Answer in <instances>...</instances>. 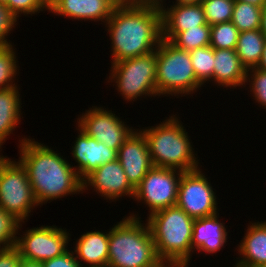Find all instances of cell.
Masks as SVG:
<instances>
[{
  "label": "cell",
  "instance_id": "cell-1",
  "mask_svg": "<svg viewBox=\"0 0 266 267\" xmlns=\"http://www.w3.org/2000/svg\"><path fill=\"white\" fill-rule=\"evenodd\" d=\"M111 64L156 51L162 39V11L151 5L120 4L105 24Z\"/></svg>",
  "mask_w": 266,
  "mask_h": 267
},
{
  "label": "cell",
  "instance_id": "cell-2",
  "mask_svg": "<svg viewBox=\"0 0 266 267\" xmlns=\"http://www.w3.org/2000/svg\"><path fill=\"white\" fill-rule=\"evenodd\" d=\"M19 141V161L27 171L38 205L69 194H83L82 180L60 153L32 138Z\"/></svg>",
  "mask_w": 266,
  "mask_h": 267
},
{
  "label": "cell",
  "instance_id": "cell-3",
  "mask_svg": "<svg viewBox=\"0 0 266 267\" xmlns=\"http://www.w3.org/2000/svg\"><path fill=\"white\" fill-rule=\"evenodd\" d=\"M129 215L110 228L107 267H154L160 260L149 226Z\"/></svg>",
  "mask_w": 266,
  "mask_h": 267
},
{
  "label": "cell",
  "instance_id": "cell-4",
  "mask_svg": "<svg viewBox=\"0 0 266 267\" xmlns=\"http://www.w3.org/2000/svg\"><path fill=\"white\" fill-rule=\"evenodd\" d=\"M163 122V123H162ZM157 126L140 130L146 137L153 166L177 169L182 172L199 168L188 132L176 115Z\"/></svg>",
  "mask_w": 266,
  "mask_h": 267
},
{
  "label": "cell",
  "instance_id": "cell-5",
  "mask_svg": "<svg viewBox=\"0 0 266 267\" xmlns=\"http://www.w3.org/2000/svg\"><path fill=\"white\" fill-rule=\"evenodd\" d=\"M194 218L177 206L147 217L155 251L160 261L190 262Z\"/></svg>",
  "mask_w": 266,
  "mask_h": 267
},
{
  "label": "cell",
  "instance_id": "cell-6",
  "mask_svg": "<svg viewBox=\"0 0 266 267\" xmlns=\"http://www.w3.org/2000/svg\"><path fill=\"white\" fill-rule=\"evenodd\" d=\"M156 88L160 95L185 96L203 85L196 79L189 51L161 39L157 49ZM197 89V90H196Z\"/></svg>",
  "mask_w": 266,
  "mask_h": 267
},
{
  "label": "cell",
  "instance_id": "cell-7",
  "mask_svg": "<svg viewBox=\"0 0 266 267\" xmlns=\"http://www.w3.org/2000/svg\"><path fill=\"white\" fill-rule=\"evenodd\" d=\"M110 71L108 82H114L113 86L116 85V90L126 102L138 100L140 96H158L156 51L114 62Z\"/></svg>",
  "mask_w": 266,
  "mask_h": 267
},
{
  "label": "cell",
  "instance_id": "cell-8",
  "mask_svg": "<svg viewBox=\"0 0 266 267\" xmlns=\"http://www.w3.org/2000/svg\"><path fill=\"white\" fill-rule=\"evenodd\" d=\"M36 206L38 202L25 167L19 160L8 158L0 167V207L25 222Z\"/></svg>",
  "mask_w": 266,
  "mask_h": 267
},
{
  "label": "cell",
  "instance_id": "cell-9",
  "mask_svg": "<svg viewBox=\"0 0 266 267\" xmlns=\"http://www.w3.org/2000/svg\"><path fill=\"white\" fill-rule=\"evenodd\" d=\"M182 173L177 169L153 166L136 186L133 199L149 207V216L176 206Z\"/></svg>",
  "mask_w": 266,
  "mask_h": 267
},
{
  "label": "cell",
  "instance_id": "cell-10",
  "mask_svg": "<svg viewBox=\"0 0 266 267\" xmlns=\"http://www.w3.org/2000/svg\"><path fill=\"white\" fill-rule=\"evenodd\" d=\"M201 170L183 172L177 194L176 206L194 219L218 213L216 193Z\"/></svg>",
  "mask_w": 266,
  "mask_h": 267
},
{
  "label": "cell",
  "instance_id": "cell-11",
  "mask_svg": "<svg viewBox=\"0 0 266 267\" xmlns=\"http://www.w3.org/2000/svg\"><path fill=\"white\" fill-rule=\"evenodd\" d=\"M66 231L54 225L31 228L17 237L15 247L22 259L42 263L69 250L71 234Z\"/></svg>",
  "mask_w": 266,
  "mask_h": 267
},
{
  "label": "cell",
  "instance_id": "cell-12",
  "mask_svg": "<svg viewBox=\"0 0 266 267\" xmlns=\"http://www.w3.org/2000/svg\"><path fill=\"white\" fill-rule=\"evenodd\" d=\"M92 108L78 117L77 126L89 137L118 152L135 129L129 128L112 110L97 106Z\"/></svg>",
  "mask_w": 266,
  "mask_h": 267
},
{
  "label": "cell",
  "instance_id": "cell-13",
  "mask_svg": "<svg viewBox=\"0 0 266 267\" xmlns=\"http://www.w3.org/2000/svg\"><path fill=\"white\" fill-rule=\"evenodd\" d=\"M88 188H93L97 194L109 201L119 200L126 195L133 199L135 194V188L127 180L118 159L99 166L87 175L82 180V192L89 190Z\"/></svg>",
  "mask_w": 266,
  "mask_h": 267
},
{
  "label": "cell",
  "instance_id": "cell-14",
  "mask_svg": "<svg viewBox=\"0 0 266 267\" xmlns=\"http://www.w3.org/2000/svg\"><path fill=\"white\" fill-rule=\"evenodd\" d=\"M117 159L127 180L136 188L153 167L146 137L140 130L135 129L124 141L117 152Z\"/></svg>",
  "mask_w": 266,
  "mask_h": 267
},
{
  "label": "cell",
  "instance_id": "cell-15",
  "mask_svg": "<svg viewBox=\"0 0 266 267\" xmlns=\"http://www.w3.org/2000/svg\"><path fill=\"white\" fill-rule=\"evenodd\" d=\"M76 129L79 130V135L72 146L71 155L77 163V166H73V168L78 173L79 178L83 180L99 166L116 160L117 151L89 137L79 127Z\"/></svg>",
  "mask_w": 266,
  "mask_h": 267
},
{
  "label": "cell",
  "instance_id": "cell-16",
  "mask_svg": "<svg viewBox=\"0 0 266 267\" xmlns=\"http://www.w3.org/2000/svg\"><path fill=\"white\" fill-rule=\"evenodd\" d=\"M118 4L113 0H49V12L72 20L108 21Z\"/></svg>",
  "mask_w": 266,
  "mask_h": 267
},
{
  "label": "cell",
  "instance_id": "cell-17",
  "mask_svg": "<svg viewBox=\"0 0 266 267\" xmlns=\"http://www.w3.org/2000/svg\"><path fill=\"white\" fill-rule=\"evenodd\" d=\"M161 7L162 38L171 41L179 32L207 25L201 3L193 5L174 4Z\"/></svg>",
  "mask_w": 266,
  "mask_h": 267
},
{
  "label": "cell",
  "instance_id": "cell-18",
  "mask_svg": "<svg viewBox=\"0 0 266 267\" xmlns=\"http://www.w3.org/2000/svg\"><path fill=\"white\" fill-rule=\"evenodd\" d=\"M218 218L219 213L194 220L192 233L193 251L215 254L225 246L228 240V232L224 223H221Z\"/></svg>",
  "mask_w": 266,
  "mask_h": 267
},
{
  "label": "cell",
  "instance_id": "cell-19",
  "mask_svg": "<svg viewBox=\"0 0 266 267\" xmlns=\"http://www.w3.org/2000/svg\"><path fill=\"white\" fill-rule=\"evenodd\" d=\"M214 57V84L230 89L240 86L245 88L247 69L242 65L235 49H214Z\"/></svg>",
  "mask_w": 266,
  "mask_h": 267
},
{
  "label": "cell",
  "instance_id": "cell-20",
  "mask_svg": "<svg viewBox=\"0 0 266 267\" xmlns=\"http://www.w3.org/2000/svg\"><path fill=\"white\" fill-rule=\"evenodd\" d=\"M249 224L237 246L240 258L234 267L266 265V221Z\"/></svg>",
  "mask_w": 266,
  "mask_h": 267
},
{
  "label": "cell",
  "instance_id": "cell-21",
  "mask_svg": "<svg viewBox=\"0 0 266 267\" xmlns=\"http://www.w3.org/2000/svg\"><path fill=\"white\" fill-rule=\"evenodd\" d=\"M74 255L83 267L82 262L88 267H107L109 254V231H90L81 235L76 240Z\"/></svg>",
  "mask_w": 266,
  "mask_h": 267
},
{
  "label": "cell",
  "instance_id": "cell-22",
  "mask_svg": "<svg viewBox=\"0 0 266 267\" xmlns=\"http://www.w3.org/2000/svg\"><path fill=\"white\" fill-rule=\"evenodd\" d=\"M21 98L17 86L0 90V144L17 128L21 119Z\"/></svg>",
  "mask_w": 266,
  "mask_h": 267
},
{
  "label": "cell",
  "instance_id": "cell-23",
  "mask_svg": "<svg viewBox=\"0 0 266 267\" xmlns=\"http://www.w3.org/2000/svg\"><path fill=\"white\" fill-rule=\"evenodd\" d=\"M265 40L260 29L240 32L235 51L247 70L257 68L260 63Z\"/></svg>",
  "mask_w": 266,
  "mask_h": 267
},
{
  "label": "cell",
  "instance_id": "cell-24",
  "mask_svg": "<svg viewBox=\"0 0 266 267\" xmlns=\"http://www.w3.org/2000/svg\"><path fill=\"white\" fill-rule=\"evenodd\" d=\"M262 8L235 1L231 22L239 32L260 29Z\"/></svg>",
  "mask_w": 266,
  "mask_h": 267
},
{
  "label": "cell",
  "instance_id": "cell-25",
  "mask_svg": "<svg viewBox=\"0 0 266 267\" xmlns=\"http://www.w3.org/2000/svg\"><path fill=\"white\" fill-rule=\"evenodd\" d=\"M189 53L196 79L202 85L207 81H213L214 48L209 45L191 50Z\"/></svg>",
  "mask_w": 266,
  "mask_h": 267
},
{
  "label": "cell",
  "instance_id": "cell-26",
  "mask_svg": "<svg viewBox=\"0 0 266 267\" xmlns=\"http://www.w3.org/2000/svg\"><path fill=\"white\" fill-rule=\"evenodd\" d=\"M211 26L199 25L197 28L187 29L179 32L170 42L176 47L191 51L200 47L210 45Z\"/></svg>",
  "mask_w": 266,
  "mask_h": 267
},
{
  "label": "cell",
  "instance_id": "cell-27",
  "mask_svg": "<svg viewBox=\"0 0 266 267\" xmlns=\"http://www.w3.org/2000/svg\"><path fill=\"white\" fill-rule=\"evenodd\" d=\"M239 34L231 21L211 25L210 46L214 49H235Z\"/></svg>",
  "mask_w": 266,
  "mask_h": 267
},
{
  "label": "cell",
  "instance_id": "cell-28",
  "mask_svg": "<svg viewBox=\"0 0 266 267\" xmlns=\"http://www.w3.org/2000/svg\"><path fill=\"white\" fill-rule=\"evenodd\" d=\"M16 55L13 45L0 46V90L17 86L14 83L19 72Z\"/></svg>",
  "mask_w": 266,
  "mask_h": 267
},
{
  "label": "cell",
  "instance_id": "cell-29",
  "mask_svg": "<svg viewBox=\"0 0 266 267\" xmlns=\"http://www.w3.org/2000/svg\"><path fill=\"white\" fill-rule=\"evenodd\" d=\"M234 3L235 0H203L201 5L207 24L231 21Z\"/></svg>",
  "mask_w": 266,
  "mask_h": 267
},
{
  "label": "cell",
  "instance_id": "cell-30",
  "mask_svg": "<svg viewBox=\"0 0 266 267\" xmlns=\"http://www.w3.org/2000/svg\"><path fill=\"white\" fill-rule=\"evenodd\" d=\"M23 223L0 207V250L15 246L16 235H20L18 232Z\"/></svg>",
  "mask_w": 266,
  "mask_h": 267
},
{
  "label": "cell",
  "instance_id": "cell-31",
  "mask_svg": "<svg viewBox=\"0 0 266 267\" xmlns=\"http://www.w3.org/2000/svg\"><path fill=\"white\" fill-rule=\"evenodd\" d=\"M4 5L16 20L22 13L32 16L40 11L49 10V0H8Z\"/></svg>",
  "mask_w": 266,
  "mask_h": 267
},
{
  "label": "cell",
  "instance_id": "cell-32",
  "mask_svg": "<svg viewBox=\"0 0 266 267\" xmlns=\"http://www.w3.org/2000/svg\"><path fill=\"white\" fill-rule=\"evenodd\" d=\"M250 72V73H249ZM250 87L251 95L255 101L266 108V71L258 68L247 70L246 83Z\"/></svg>",
  "mask_w": 266,
  "mask_h": 267
},
{
  "label": "cell",
  "instance_id": "cell-33",
  "mask_svg": "<svg viewBox=\"0 0 266 267\" xmlns=\"http://www.w3.org/2000/svg\"><path fill=\"white\" fill-rule=\"evenodd\" d=\"M16 22L17 20L10 14L7 7L0 3V46L12 44L6 38L11 34L10 32L13 28H15Z\"/></svg>",
  "mask_w": 266,
  "mask_h": 267
},
{
  "label": "cell",
  "instance_id": "cell-34",
  "mask_svg": "<svg viewBox=\"0 0 266 267\" xmlns=\"http://www.w3.org/2000/svg\"><path fill=\"white\" fill-rule=\"evenodd\" d=\"M43 267H81L73 250H68L60 256L42 262Z\"/></svg>",
  "mask_w": 266,
  "mask_h": 267
},
{
  "label": "cell",
  "instance_id": "cell-35",
  "mask_svg": "<svg viewBox=\"0 0 266 267\" xmlns=\"http://www.w3.org/2000/svg\"><path fill=\"white\" fill-rule=\"evenodd\" d=\"M20 260V252L15 246L0 250V267H18Z\"/></svg>",
  "mask_w": 266,
  "mask_h": 267
},
{
  "label": "cell",
  "instance_id": "cell-36",
  "mask_svg": "<svg viewBox=\"0 0 266 267\" xmlns=\"http://www.w3.org/2000/svg\"><path fill=\"white\" fill-rule=\"evenodd\" d=\"M189 262L159 261L154 267H188Z\"/></svg>",
  "mask_w": 266,
  "mask_h": 267
},
{
  "label": "cell",
  "instance_id": "cell-37",
  "mask_svg": "<svg viewBox=\"0 0 266 267\" xmlns=\"http://www.w3.org/2000/svg\"><path fill=\"white\" fill-rule=\"evenodd\" d=\"M164 0H133L135 5H151L161 8L164 4Z\"/></svg>",
  "mask_w": 266,
  "mask_h": 267
},
{
  "label": "cell",
  "instance_id": "cell-38",
  "mask_svg": "<svg viewBox=\"0 0 266 267\" xmlns=\"http://www.w3.org/2000/svg\"><path fill=\"white\" fill-rule=\"evenodd\" d=\"M18 267H43V266L42 263L40 262L29 261L21 258Z\"/></svg>",
  "mask_w": 266,
  "mask_h": 267
},
{
  "label": "cell",
  "instance_id": "cell-39",
  "mask_svg": "<svg viewBox=\"0 0 266 267\" xmlns=\"http://www.w3.org/2000/svg\"><path fill=\"white\" fill-rule=\"evenodd\" d=\"M260 30L266 36V5L262 8Z\"/></svg>",
  "mask_w": 266,
  "mask_h": 267
},
{
  "label": "cell",
  "instance_id": "cell-40",
  "mask_svg": "<svg viewBox=\"0 0 266 267\" xmlns=\"http://www.w3.org/2000/svg\"><path fill=\"white\" fill-rule=\"evenodd\" d=\"M258 69L266 71V40L264 43L263 54L260 63L257 66Z\"/></svg>",
  "mask_w": 266,
  "mask_h": 267
},
{
  "label": "cell",
  "instance_id": "cell-41",
  "mask_svg": "<svg viewBox=\"0 0 266 267\" xmlns=\"http://www.w3.org/2000/svg\"><path fill=\"white\" fill-rule=\"evenodd\" d=\"M235 1L249 3L260 8H263L266 5V0H235Z\"/></svg>",
  "mask_w": 266,
  "mask_h": 267
},
{
  "label": "cell",
  "instance_id": "cell-42",
  "mask_svg": "<svg viewBox=\"0 0 266 267\" xmlns=\"http://www.w3.org/2000/svg\"><path fill=\"white\" fill-rule=\"evenodd\" d=\"M175 4L180 5H193L197 3H201L203 0H175Z\"/></svg>",
  "mask_w": 266,
  "mask_h": 267
},
{
  "label": "cell",
  "instance_id": "cell-43",
  "mask_svg": "<svg viewBox=\"0 0 266 267\" xmlns=\"http://www.w3.org/2000/svg\"><path fill=\"white\" fill-rule=\"evenodd\" d=\"M115 1L118 5L120 4H133V0H113Z\"/></svg>",
  "mask_w": 266,
  "mask_h": 267
},
{
  "label": "cell",
  "instance_id": "cell-44",
  "mask_svg": "<svg viewBox=\"0 0 266 267\" xmlns=\"http://www.w3.org/2000/svg\"><path fill=\"white\" fill-rule=\"evenodd\" d=\"M2 148V145L0 144V149ZM0 151H2V149L0 150ZM1 154V153H0ZM8 159V157L7 156H3V155H0V167H1V165L6 161Z\"/></svg>",
  "mask_w": 266,
  "mask_h": 267
},
{
  "label": "cell",
  "instance_id": "cell-45",
  "mask_svg": "<svg viewBox=\"0 0 266 267\" xmlns=\"http://www.w3.org/2000/svg\"><path fill=\"white\" fill-rule=\"evenodd\" d=\"M243 267H266V265H252V266H243Z\"/></svg>",
  "mask_w": 266,
  "mask_h": 267
},
{
  "label": "cell",
  "instance_id": "cell-46",
  "mask_svg": "<svg viewBox=\"0 0 266 267\" xmlns=\"http://www.w3.org/2000/svg\"><path fill=\"white\" fill-rule=\"evenodd\" d=\"M8 0H0V3L5 4Z\"/></svg>",
  "mask_w": 266,
  "mask_h": 267
}]
</instances>
